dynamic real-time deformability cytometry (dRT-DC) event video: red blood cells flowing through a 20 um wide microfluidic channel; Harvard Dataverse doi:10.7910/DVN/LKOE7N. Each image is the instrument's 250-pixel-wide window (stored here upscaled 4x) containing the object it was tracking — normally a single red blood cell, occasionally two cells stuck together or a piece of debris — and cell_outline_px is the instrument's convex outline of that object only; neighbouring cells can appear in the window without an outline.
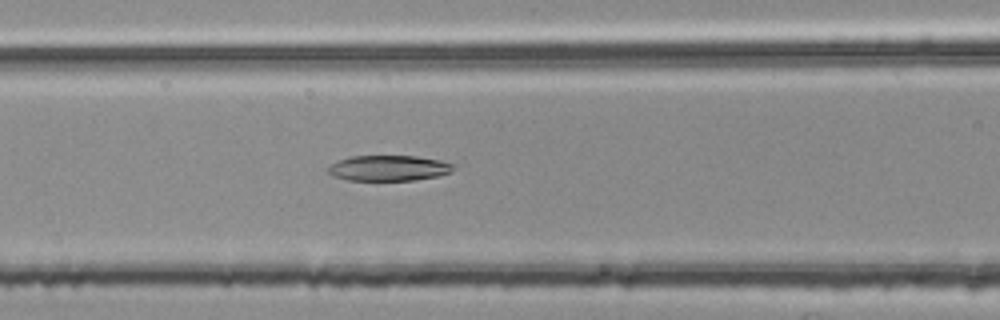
{"species": "common noctule bat (a hibernating species)", "species_latin": "Nyctalus noctula", "temperature_condition": "room temperature", "stored_images_in_passage": 44, "camera_frame_rate_fps": 3000, "um_per_image_px": 0.085, "animal": {"sex": "female", "body_mass_g": 25.1}, "frame": {"image": 1, "passage_image": 12, "time_ms": 3.667, "image_size_px": [1000, 320], "cell_outline_px": [[452, 172], [440, 176], [416, 180], [348, 180], [332, 176], [328, 172], [328, 168], [336, 160], [352, 156], [416, 156], [440, 160], [452, 164]], "centroid_in_image_um": [33.03, 14.29], "position_along_channel_um": 133.6, "area_um2": 18.67}}
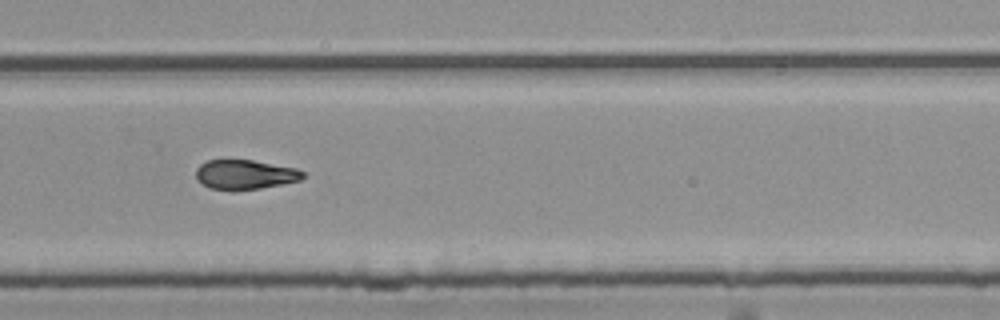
{"frame": {"image": 2, "passage_image": 26, "time_ms": 8.333, "image_size_px": [1000, 320], "cell_outline_px": [[308, 176], [300, 180], [260, 188], [232, 192], [208, 188], [196, 180], [196, 168], [200, 164], [208, 160], [252, 160], [296, 168], [304, 172]], "centroid_in_image_um": [20.79, 14.86], "position_along_channel_um": 309.0, "area_um2": 18.79}}
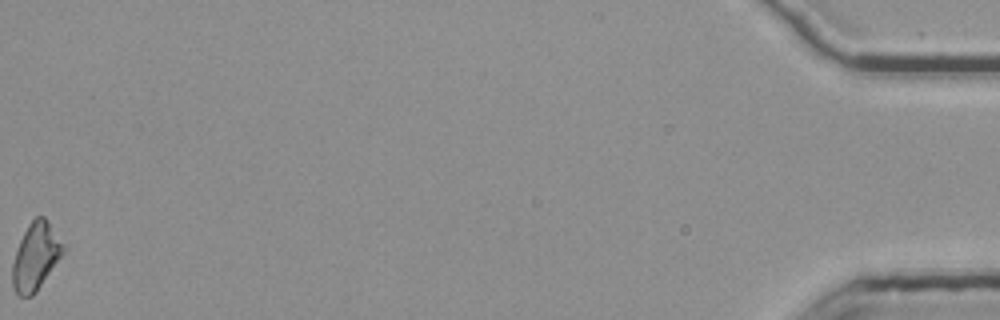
{"frame": {"image": 3, "passage_image": 44, "time_ms": 14.333, "image_size_px": [1000, 320], "cell_outline_px": [[64, 252], [36, 292], [32, 296], [20, 296], [12, 288], [12, 264], [20, 240], [28, 224], [36, 216], [44, 216], [48, 220], [64, 244]], "centroid_in_image_um": [3.03, 21.79], "position_along_channel_um": 432.2, "area_um2": 19.77}, "authors_computed_cell_mechanics": {"area_um2": 19.1318, "velocity_mm_per_s": 3.7649, "shape_relaxation_time_tau1_ms": 8.5129, "shape_relaxation_time_tau2_ms": 7.8413, "deformation_change_tau1": 0.1888, "deformation_change_tau2": 0.1668}}